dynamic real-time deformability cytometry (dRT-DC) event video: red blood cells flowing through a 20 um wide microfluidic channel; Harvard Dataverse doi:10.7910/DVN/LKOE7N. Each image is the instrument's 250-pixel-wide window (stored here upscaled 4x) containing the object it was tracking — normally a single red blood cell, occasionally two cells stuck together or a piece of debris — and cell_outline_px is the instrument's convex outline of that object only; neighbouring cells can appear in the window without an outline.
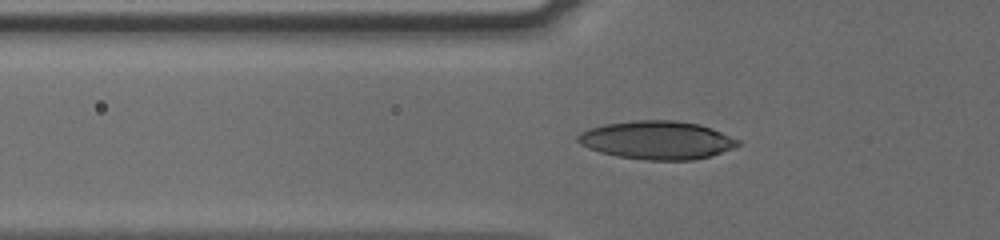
{"species": "human", "species_latin": "Homo sapiens", "temperature_condition": "cold", "stored_images_in_passage": 39, "camera_frame_rate_fps": 3000, "um_per_image_px": 0.085, "donor": {"sex": "male"}, "frame": {"image": 1, "passage_image": 4, "time_ms": 1.0, "image_size_px": [1000, 240], "cell_outline_px": [[740, 144], [732, 148], [708, 156], [692, 160], [648, 160], [616, 156], [600, 152], [588, 148], [580, 144], [576, 140], [576, 136], [580, 132], [588, 128], [604, 124], [636, 120], [672, 120], [700, 124], [712, 128], [740, 140]], "centroid_in_image_um": [55.8, 11.9], "position_along_channel_um": 70.0, "area_um2": 35.72}}
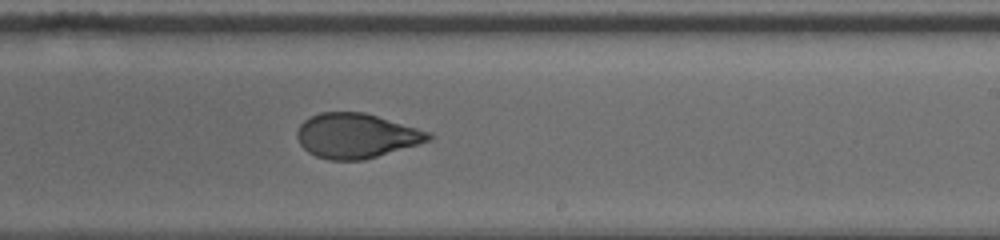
{"frame": {"image": 2, "passage_image": 19, "time_ms": 6.0, "image_size_px": [1000, 240], "cell_outline_px": [[436, 136], [432, 140], [364, 160], [332, 160], [316, 156], [308, 152], [300, 144], [296, 136], [296, 132], [300, 124], [304, 120], [320, 112], [364, 112], [432, 132]], "centroid_in_image_um": [30.31, 11.53], "position_along_channel_um": 258.7, "area_um2": 34.39}}
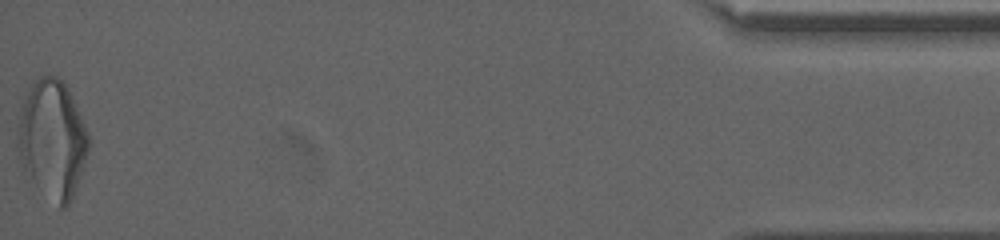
{"frame": {"image": 3, "passage_image": 39, "time_ms": 12.667, "image_size_px": [1000, 240], "cell_outline_px": [[92, 144], [68, 208], [60, 208], [24, 176], [16, 148], [16, 128], [20, 108], [24, 96], [32, 80], [40, 76], [56, 76], [64, 84], [84, 120]], "centroid_in_image_um": [4.41, 11.87], "position_along_channel_um": 430.8, "area_um2": 50.11}, "authors_computed_cell_mechanics": {"area_um2": 34.6222, "velocity_mm_per_s": 3.8224, "shape_relaxation_time_tau1_ms": 5.7667, "shape_relaxation_time_tau2_ms": 1.2873, "deformation_change_tau1": 0.1962, "deformation_change_tau2": 0.077}}